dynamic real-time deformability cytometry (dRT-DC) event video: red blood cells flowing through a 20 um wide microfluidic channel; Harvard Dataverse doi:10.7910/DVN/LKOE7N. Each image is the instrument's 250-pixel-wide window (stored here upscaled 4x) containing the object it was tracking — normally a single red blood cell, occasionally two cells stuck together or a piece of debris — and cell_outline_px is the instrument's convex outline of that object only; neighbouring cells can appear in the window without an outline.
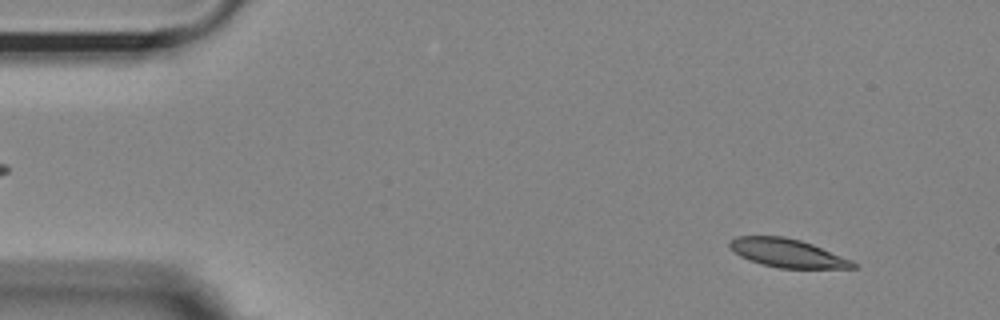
{"species": "Egyptian fruit bat (a non-hibernating species)", "species_latin": "Rousettus aegyptiacus", "temperature_condition": "room temperature", "stored_images_in_passage": 15, "camera_frame_rate_fps": 3000, "um_per_image_px": 0.085, "animal": {"sex": "female"}, "frame": {"image": 1, "passage_image": 5, "time_ms": 1.333, "image_size_px": [1000, 320], "cell_outline_px": [[856, 268], [780, 268], [748, 260], [740, 256], [728, 244], [736, 236], [784, 236], [800, 240], [812, 244], [852, 260], [856, 264]], "centroid_in_image_um": [66.94, 21.51], "position_along_channel_um": 18.1, "area_um2": 20.17}}
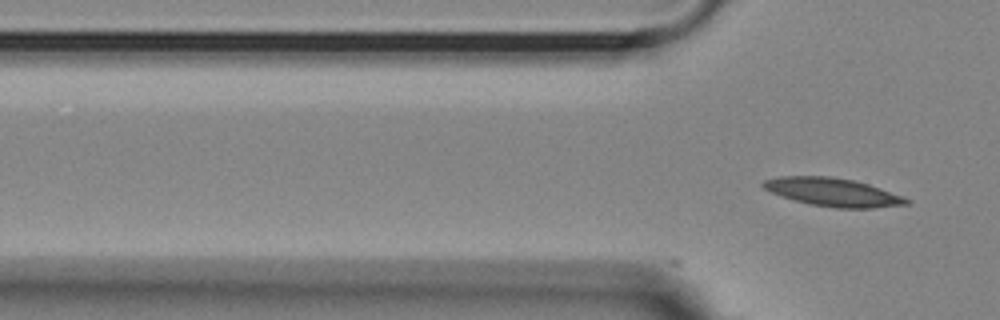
{"frame": {"image": 2, "passage_image": 15, "time_ms": 4.667, "image_size_px": [1000, 320], "cell_outline_px": [[912, 200], [908, 204], [872, 208], [836, 208], [812, 204], [780, 196], [764, 188], [760, 184], [764, 180], [780, 176], [832, 176], [852, 180], [868, 184], [880, 188]], "centroid_in_image_um": [70.79, 16.33], "position_along_channel_um": 55.0, "area_um2": 23.35}}